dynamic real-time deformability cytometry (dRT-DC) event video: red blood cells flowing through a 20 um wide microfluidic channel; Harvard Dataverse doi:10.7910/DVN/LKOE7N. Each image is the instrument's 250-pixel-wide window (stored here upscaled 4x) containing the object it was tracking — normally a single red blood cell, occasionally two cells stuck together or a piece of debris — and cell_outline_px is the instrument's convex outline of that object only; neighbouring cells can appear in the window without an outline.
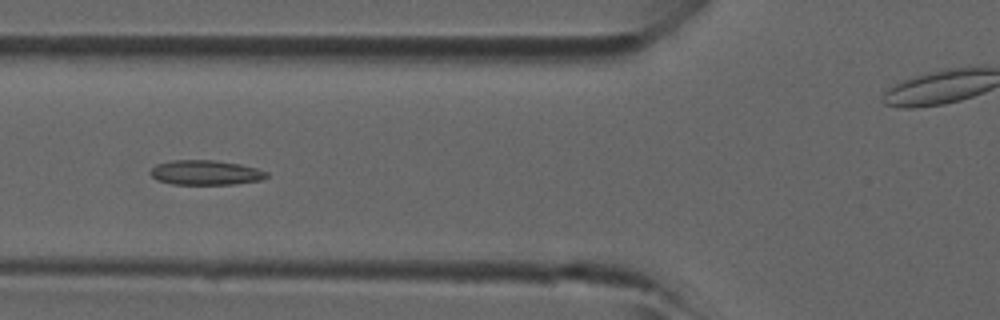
{"species": "common noctule bat (a hibernating species)", "species_latin": "Nyctalus noctula", "temperature_condition": "room temperature", "stored_images_in_passage": 5, "camera_frame_rate_fps": 3000, "um_per_image_px": 0.085, "animal": {"sex": "male", "forearm_length_mm": 52.5}, "frame": {"image": 1, "passage_image": 5, "time_ms": 1.333, "image_size_px": [1000, 320], "cell_outline_px": [[268, 176], [260, 180], [236, 184], [172, 184], [156, 180], [148, 172], [156, 164], [172, 160], [216, 160], [240, 164], [256, 168], [268, 172]], "centroid_in_image_um": [17.45, 14.67], "position_along_channel_um": 108.3, "area_um2": 16.82}}